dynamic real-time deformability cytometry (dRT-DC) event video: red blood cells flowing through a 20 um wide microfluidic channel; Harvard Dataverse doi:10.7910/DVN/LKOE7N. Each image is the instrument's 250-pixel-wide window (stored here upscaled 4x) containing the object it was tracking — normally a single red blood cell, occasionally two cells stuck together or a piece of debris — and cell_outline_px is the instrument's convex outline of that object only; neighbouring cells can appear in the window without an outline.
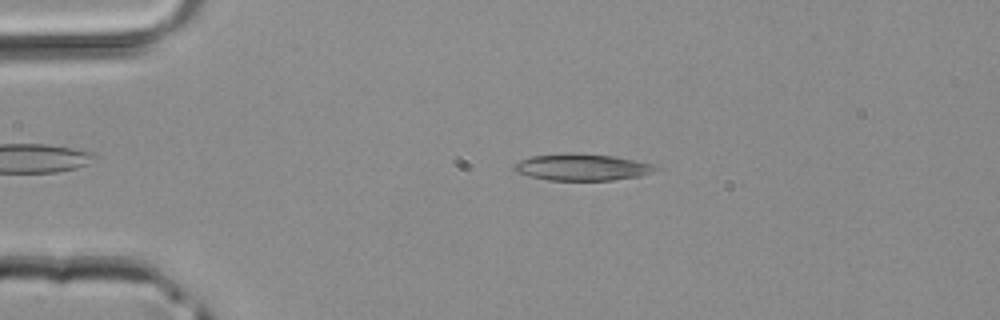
{"species": "common noctule bat (a hibernating species)", "species_latin": "Nyctalus noctula", "temperature_condition": "room temperature", "stored_images_in_passage": 40, "camera_frame_rate_fps": 3000, "um_per_image_px": 0.085, "animal": {"sex": "male", "body_mass_g": 20.4}, "frame": {"image": 1, "passage_image": 6, "time_ms": 1.667, "image_size_px": [1000, 320], "cell_outline_px": [[660, 168], [640, 176], [612, 180], [548, 180], [516, 172], [512, 168], [512, 164], [520, 160], [532, 156], [572, 152], [612, 156], [636, 160], [656, 164]], "centroid_in_image_um": [49.47, 14.2], "position_along_channel_um": 35.5, "area_um2": 22.02}}
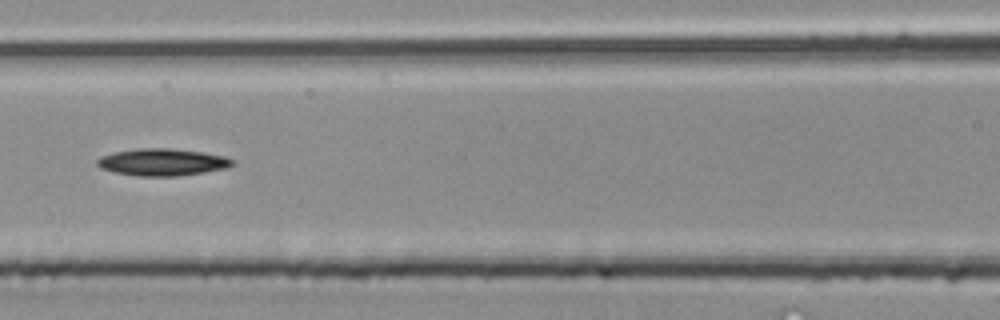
{"frame": {"image": 2, "passage_image": 16, "time_ms": 5.0, "image_size_px": [1000, 320], "cell_outline_px": [[236, 164], [228, 168], [204, 172], [176, 176], [140, 176], [116, 172], [100, 168], [96, 164], [96, 160], [100, 156], [112, 152], [140, 148], [168, 148], [204, 152], [224, 156], [236, 160]], "centroid_in_image_um": [13.83, 13.77], "position_along_channel_um": 152.8, "area_um2": 21.5}}
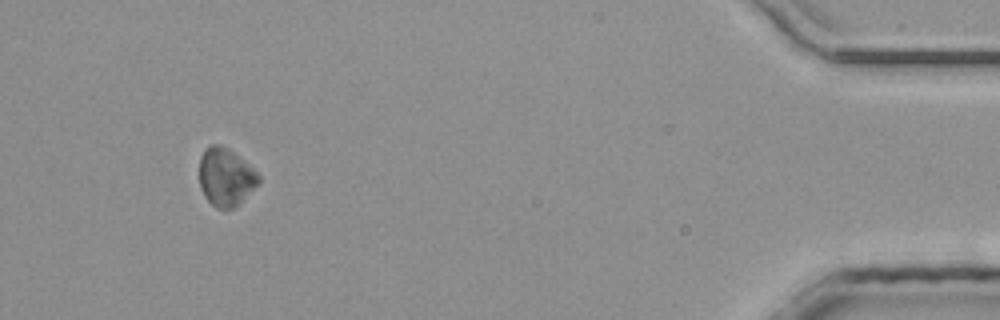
{"frame": {"image": 3, "passage_image": 37, "time_ms": 12.0, "image_size_px": [1000, 320], "cell_outline_px": [[260, 184], [236, 208], [216, 208], [204, 196], [200, 188], [200, 156], [204, 148], [212, 144], [220, 144], [228, 148], [244, 160], [260, 176]], "centroid_in_image_um": [19.2, 15.06], "position_along_channel_um": 416.0, "area_um2": 20.29}}